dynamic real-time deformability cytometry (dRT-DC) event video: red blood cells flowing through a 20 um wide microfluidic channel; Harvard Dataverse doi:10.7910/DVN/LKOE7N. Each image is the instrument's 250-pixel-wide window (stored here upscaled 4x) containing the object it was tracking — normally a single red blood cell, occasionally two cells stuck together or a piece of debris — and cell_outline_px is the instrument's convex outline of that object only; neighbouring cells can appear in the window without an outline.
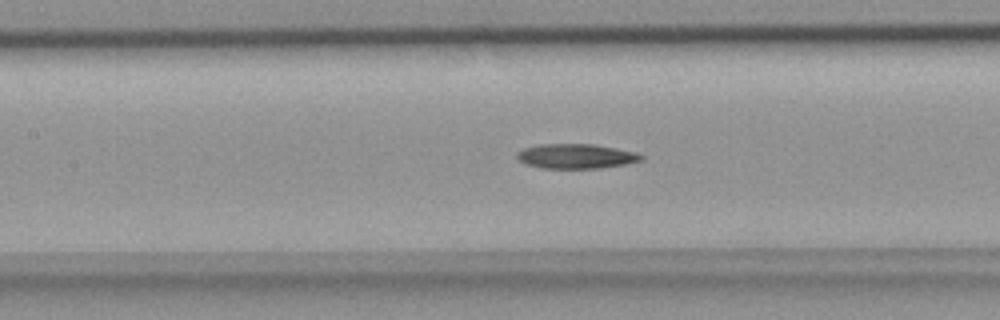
{"species": "common noctule bat (a hibernating species)", "species_latin": "Nyctalus noctula", "temperature_condition": "room temperature", "stored_images_in_passage": 48, "camera_frame_rate_fps": 3000, "um_per_image_px": 0.085, "animal": {"sex": "female", "body_mass_g": 18.4}, "frame": {"image": 1, "passage_image": 21, "time_ms": 6.667, "image_size_px": [1000, 320], "cell_outline_px": [[644, 160], [624, 164], [600, 168], [540, 168], [524, 164], [516, 156], [516, 152], [524, 148], [540, 144], [596, 144], [636, 152], [644, 156]], "centroid_in_image_um": [48.96, 13.27], "position_along_channel_um": 158.4, "area_um2": 17.98}}
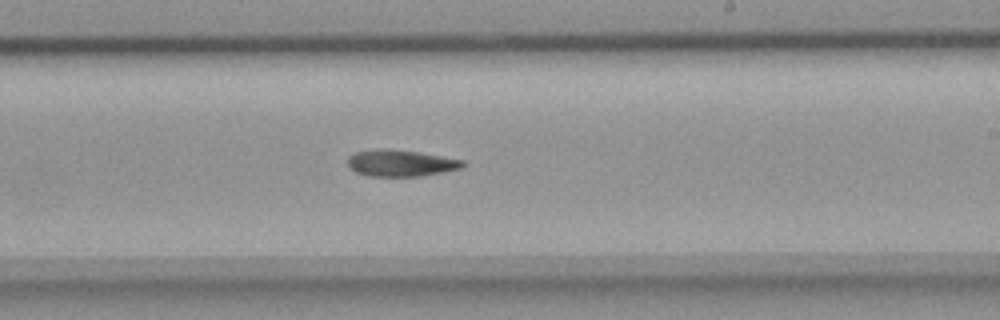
{"frame": {"image": 2, "passage_image": 28, "time_ms": 9.0, "image_size_px": [1000, 320], "cell_outline_px": [[468, 164], [460, 168], [420, 176], [368, 176], [356, 172], [348, 168], [348, 156], [356, 152], [380, 148], [388, 148], [420, 152], [464, 160]], "centroid_in_image_um": [34.04, 13.85], "position_along_channel_um": 255.0, "area_um2": 17.92}}
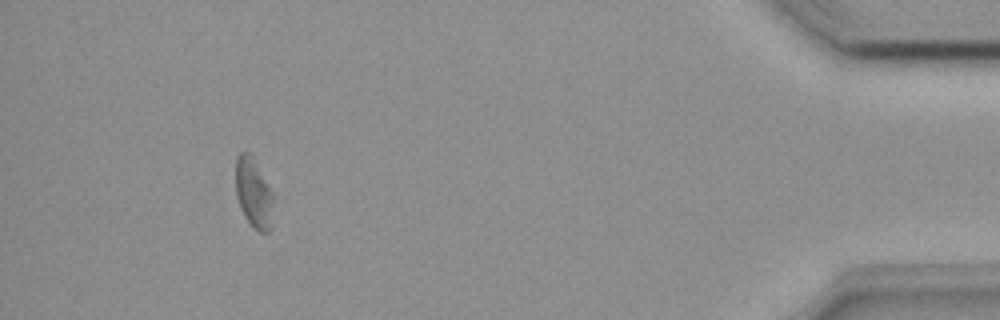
{"frame": {"image": 3, "passage_image": 44, "time_ms": 14.333, "image_size_px": [1000, 320], "cell_outline_px": [[272, 228], [268, 232], [260, 232], [244, 216], [240, 208], [236, 196], [236, 156], [240, 152], [252, 152], [272, 192]], "centroid_in_image_um": [21.55, 16.35], "position_along_channel_um": 413.7, "area_um2": 15.43}}